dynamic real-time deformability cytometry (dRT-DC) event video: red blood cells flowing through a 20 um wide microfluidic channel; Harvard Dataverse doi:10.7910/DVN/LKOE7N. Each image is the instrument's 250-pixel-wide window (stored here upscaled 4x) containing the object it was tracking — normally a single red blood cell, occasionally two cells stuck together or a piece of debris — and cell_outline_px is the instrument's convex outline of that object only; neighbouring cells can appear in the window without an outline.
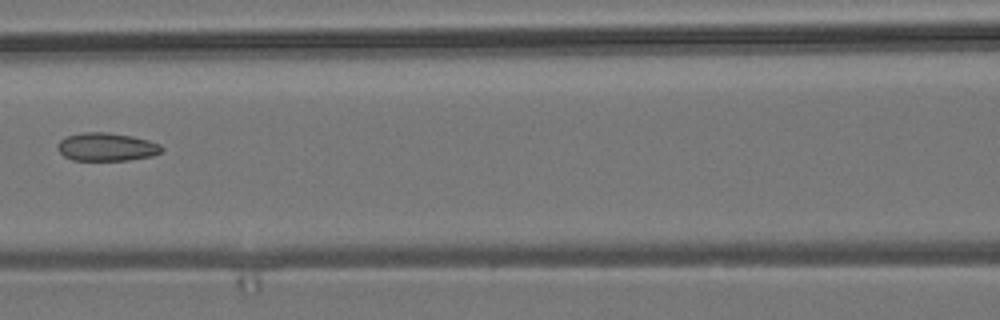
{"species": "common noctule bat (a hibernating species)", "species_latin": "Nyctalus noctula", "temperature_condition": "room temperature", "stored_images_in_passage": 5, "camera_frame_rate_fps": 3000, "um_per_image_px": 0.085, "animal": {"sex": "male", "body_mass_g": 19.2, "forearm_length_mm": 51.8}, "frame": {"image": 1, "passage_image": 4, "time_ms": 3.667, "image_size_px": [1000, 320], "cell_outline_px": [[164, 148], [160, 152], [152, 156], [128, 160], [72, 160], [64, 156], [56, 148], [56, 144], [60, 140], [68, 136], [80, 132], [108, 132], [132, 136], [148, 140], [160, 144]], "centroid_in_image_um": [9.04, 12.48], "position_along_channel_um": 157.6, "area_um2": 17.17}}
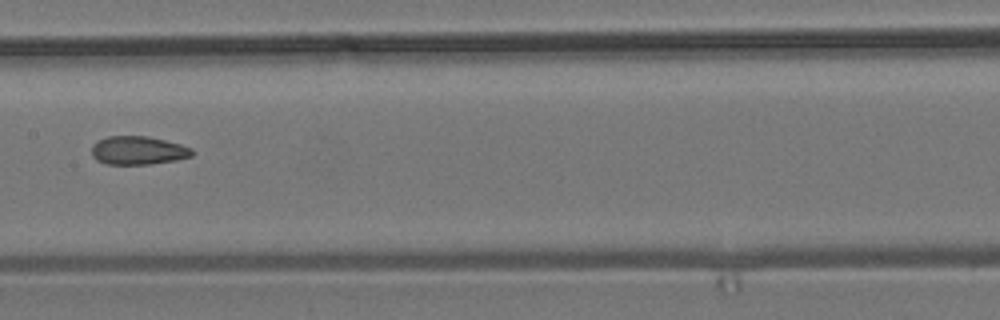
{"frame": {"image": 2, "passage_image": 5, "time_ms": 4.667, "image_size_px": [1000, 320], "cell_outline_px": [[196, 152], [192, 156], [176, 160], [148, 164], [108, 164], [96, 160], [92, 156], [92, 144], [108, 136], [148, 136], [180, 144], [192, 148]], "centroid_in_image_um": [11.76, 12.79], "position_along_channel_um": 195.6, "area_um2": 16.65}}